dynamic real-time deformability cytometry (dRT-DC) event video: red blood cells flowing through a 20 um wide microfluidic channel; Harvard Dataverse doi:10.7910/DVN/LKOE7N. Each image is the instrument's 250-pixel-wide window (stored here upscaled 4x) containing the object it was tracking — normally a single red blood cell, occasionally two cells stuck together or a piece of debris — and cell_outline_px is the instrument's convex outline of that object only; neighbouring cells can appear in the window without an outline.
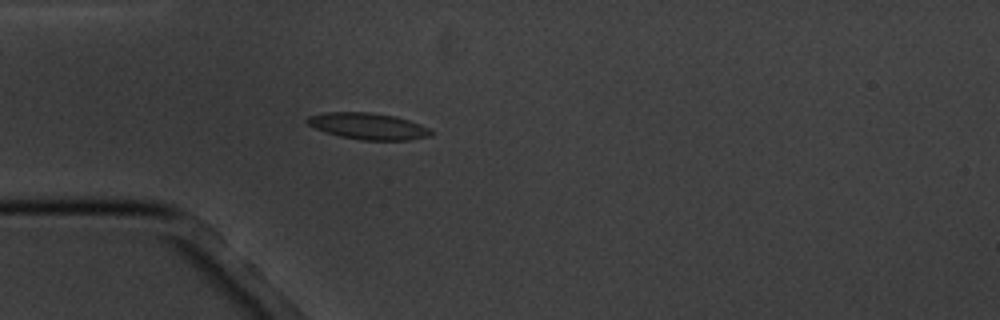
{"species": "common noctule bat (a hibernating species)", "species_latin": "Nyctalus noctula", "temperature_condition": "cold", "stored_images_in_passage": 3, "camera_frame_rate_fps": 3000, "um_per_image_px": 0.085, "animal": {"sex": "male", "body_mass_g": 20.1, "forearm_length_mm": 53.5}, "frame": {"image": 1, "passage_image": 3, "time_ms": 2.333, "image_size_px": [1000, 320], "cell_outline_px": [[432, 136], [412, 140], [360, 140], [340, 136], [316, 128], [308, 124], [304, 120], [308, 116], [328, 112], [368, 112], [396, 116], [420, 124], [428, 128], [432, 132]], "centroid_in_image_um": [31.32, 10.72], "position_along_channel_um": 53.7, "area_um2": 19.02}}